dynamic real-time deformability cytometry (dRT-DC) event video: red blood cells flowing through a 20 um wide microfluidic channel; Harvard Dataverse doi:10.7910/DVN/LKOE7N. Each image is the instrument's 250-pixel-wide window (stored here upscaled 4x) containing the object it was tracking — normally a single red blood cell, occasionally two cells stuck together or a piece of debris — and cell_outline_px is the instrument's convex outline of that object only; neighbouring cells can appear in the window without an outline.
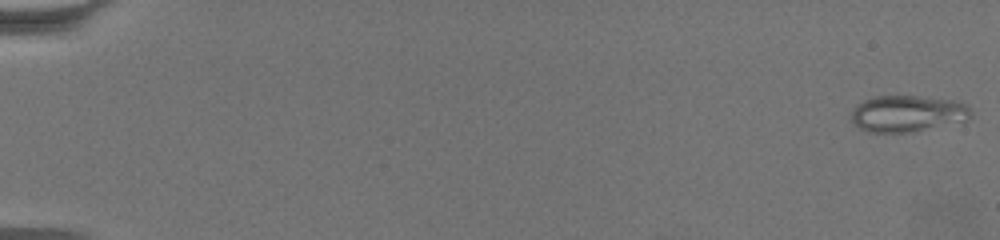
{"species": "common noctule bat (a hibernating species)", "species_latin": "Nyctalus noctula", "temperature_condition": "warm", "stored_images_in_passage": 64, "camera_frame_rate_fps": 3000, "um_per_image_px": 0.085, "animal": {"sex": "female", "body_mass_g": 19.5, "forearm_length_mm": 54.1}, "frame": {"image": 1, "passage_image": 1, "time_ms": 0.0, "image_size_px": [1000, 240], "cell_outline_px": [[972, 116], [964, 120], [912, 132], [868, 132], [860, 128], [852, 120], [852, 108], [856, 104], [864, 100], [876, 96], [920, 96], [956, 100], [968, 104], [972, 112]], "centroid_in_image_um": [77.14, 9.64], "position_along_channel_um": 7.9, "area_um2": 25.37}}
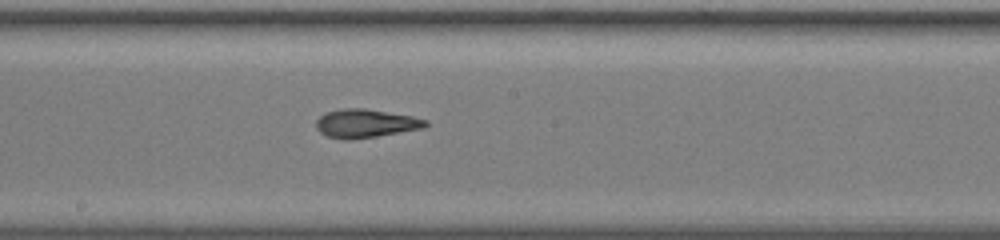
{"frame": {"image": 2, "passage_image": 37, "time_ms": 12.0, "image_size_px": [1000, 240], "cell_outline_px": [[428, 124], [424, 128], [352, 140], [344, 140], [328, 136], [320, 132], [316, 128], [316, 120], [324, 112], [344, 108], [364, 108], [412, 116], [428, 120]], "centroid_in_image_um": [31.06, 10.49], "position_along_channel_um": 217.1, "area_um2": 18.21}}
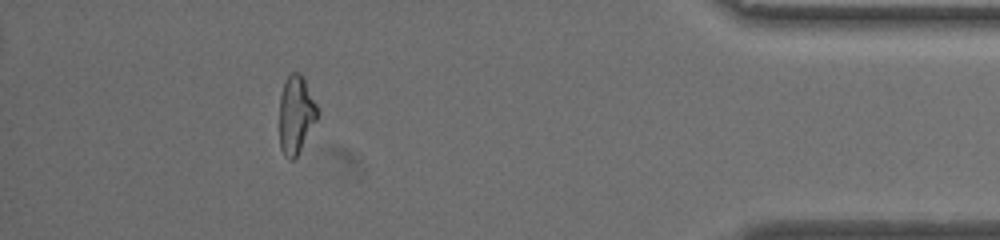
{"frame": {"image": 3, "passage_image": 58, "time_ms": 19.0, "image_size_px": [1000, 240], "cell_outline_px": [[320, 112], [316, 120], [296, 156], [292, 160], [288, 160], [284, 156], [280, 148], [280, 96], [284, 84], [288, 76], [292, 72], [300, 72], [304, 76]], "centroid_in_image_um": [25.16, 9.72], "position_along_channel_um": 410.0, "area_um2": 17.22}, "authors_computed_cell_mechanics": {"area_um2": 18.3226, "velocity_mm_per_s": 3.3756, "shape_relaxation_time_tau1_ms": null, "shape_relaxation_time_tau2_ms": 2.4825, "deformation_change_tau1": null, "deformation_change_tau2": 0.1042}}